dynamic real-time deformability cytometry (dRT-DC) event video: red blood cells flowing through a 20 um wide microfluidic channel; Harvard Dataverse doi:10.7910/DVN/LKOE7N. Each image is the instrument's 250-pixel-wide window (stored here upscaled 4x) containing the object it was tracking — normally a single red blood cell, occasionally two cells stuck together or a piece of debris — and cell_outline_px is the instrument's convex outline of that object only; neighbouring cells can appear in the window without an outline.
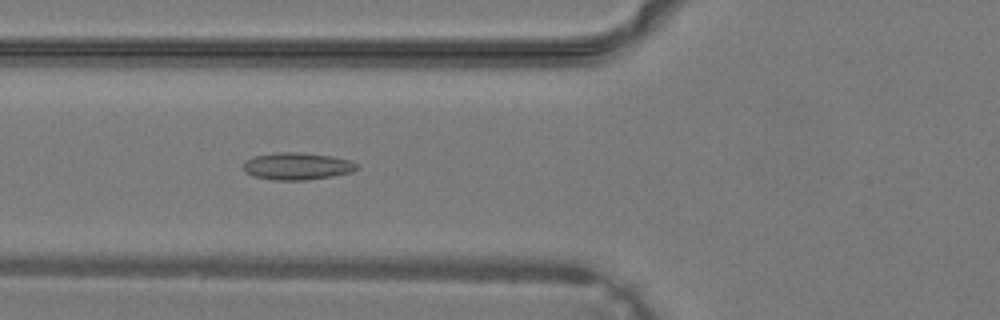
{"species": "common noctule bat (a hibernating species)", "species_latin": "Nyctalus noctula", "temperature_condition": "warm", "stored_images_in_passage": 27, "camera_frame_rate_fps": 3000, "um_per_image_px": 0.085, "animal": {"sex": "male", "body_mass_g": 19.2, "forearm_length_mm": 51.8}, "frame": {"image": 1, "passage_image": 3, "time_ms": 0.667, "image_size_px": [1000, 320], "cell_outline_px": [[360, 168], [352, 172], [332, 176], [304, 180], [272, 180], [256, 176], [244, 172], [244, 164], [248, 160], [256, 156], [272, 152], [300, 152], [332, 156], [352, 160]], "centroid_in_image_um": [25.3, 14.12], "position_along_channel_um": 100.5, "area_um2": 17.98}}
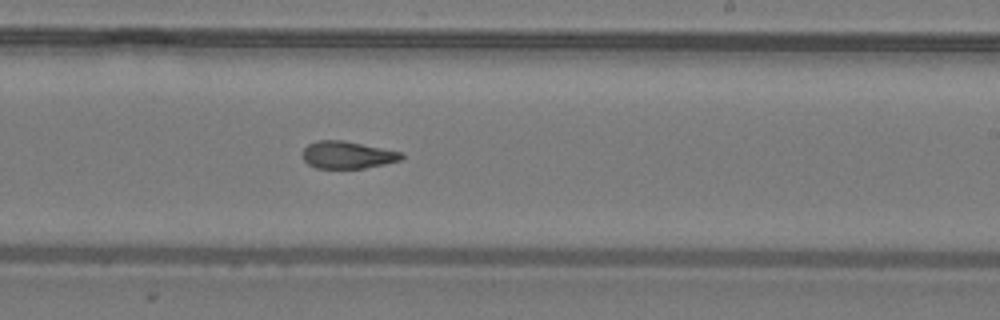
{"frame": {"image": 2, "passage_image": 12, "time_ms": 3.667, "image_size_px": [1000, 320], "cell_outline_px": [[404, 156], [400, 160], [384, 164], [364, 168], [316, 168], [308, 164], [304, 160], [304, 148], [308, 144], [316, 140], [344, 140], [400, 152]], "centroid_in_image_um": [29.51, 13.16], "position_along_channel_um": 259.5, "area_um2": 15.55}}
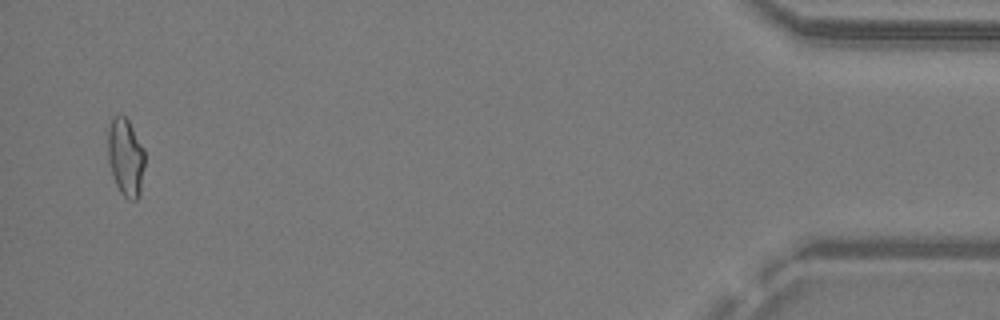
{"frame": {"image": 3, "passage_image": 26, "time_ms": 8.333, "image_size_px": [1000, 320], "cell_outline_px": [[144, 164], [140, 196], [136, 200], [128, 200], [120, 192], [116, 184], [108, 160], [108, 128], [112, 116], [120, 112], [128, 120], [144, 148]], "centroid_in_image_um": [10.68, 13.34], "position_along_channel_um": 424.5, "area_um2": 16.88}}